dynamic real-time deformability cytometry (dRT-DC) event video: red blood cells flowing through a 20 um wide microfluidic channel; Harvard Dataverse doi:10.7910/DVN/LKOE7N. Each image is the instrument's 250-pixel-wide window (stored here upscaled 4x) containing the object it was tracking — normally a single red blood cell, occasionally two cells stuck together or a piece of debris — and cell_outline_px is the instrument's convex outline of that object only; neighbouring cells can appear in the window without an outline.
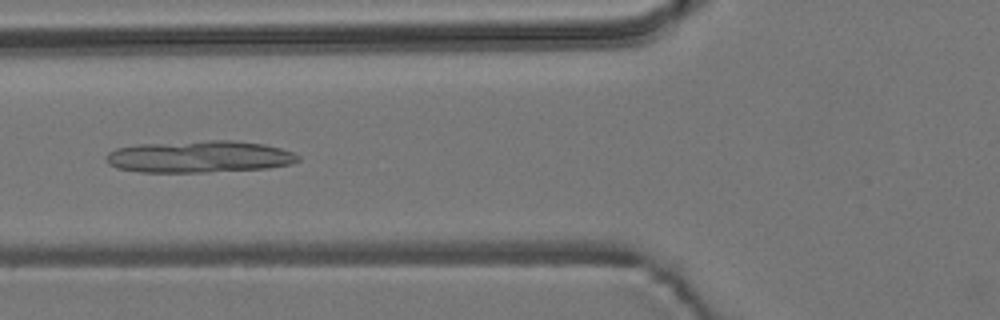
{"species": "common noctule bat (a hibernating species)", "species_latin": "Nyctalus noctula", "temperature_condition": "room temperature", "stored_images_in_passage": 30, "camera_frame_rate_fps": 3000, "um_per_image_px": 0.085, "animal": {"sex": "male", "body_mass_g": 19.2, "forearm_length_mm": 51.8}, "frame": {"image": 1, "passage_image": 4, "time_ms": 1.0, "image_size_px": [1000, 320], "cell_outline_px": [[300, 160], [292, 164], [268, 168], [208, 172], [140, 172], [116, 168], [108, 164], [108, 152], [116, 148], [136, 144], [208, 140], [236, 140], [264, 144], [280, 148], [292, 152], [300, 156]], "centroid_in_image_um": [16.96, 13.31], "position_along_channel_um": 108.8, "area_um2": 35.95}}
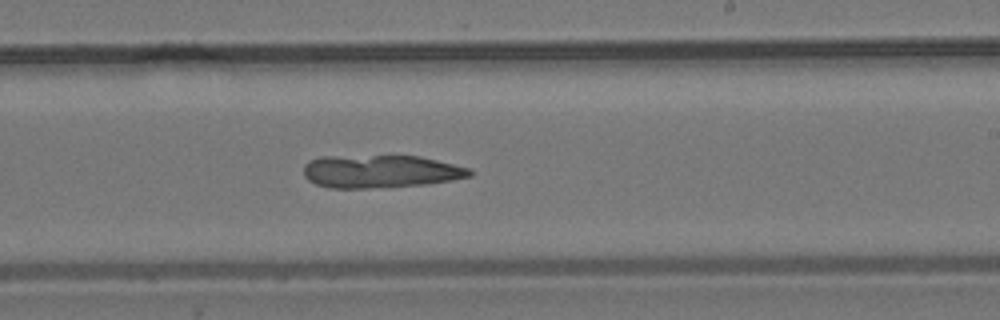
{"frame": {"image": 2, "passage_image": 16, "time_ms": 5.0, "image_size_px": [1000, 320], "cell_outline_px": [[472, 176], [452, 180], [428, 184], [368, 188], [328, 188], [316, 184], [308, 180], [304, 176], [304, 164], [308, 160], [320, 156], [420, 156], [468, 168], [472, 172]], "centroid_in_image_um": [32.29, 14.57], "position_along_channel_um": 256.7, "area_um2": 31.85}}
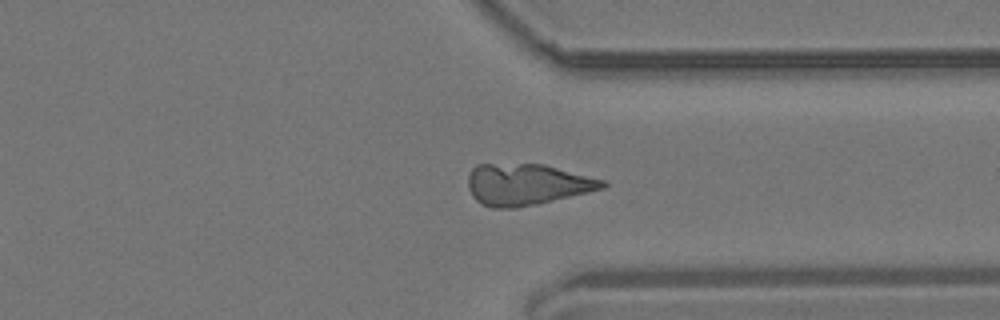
{"frame": {"image": 3, "passage_image": 25, "time_ms": 8.0, "image_size_px": [1000, 320], "cell_outline_px": [[608, 184], [604, 188], [588, 192], [536, 204], [516, 208], [492, 208], [480, 204], [472, 196], [468, 188], [468, 176], [472, 168], [476, 164], [544, 164], [604, 180]], "centroid_in_image_um": [44.74, 15.68], "position_along_channel_um": 366.7, "area_um2": 32.37}}